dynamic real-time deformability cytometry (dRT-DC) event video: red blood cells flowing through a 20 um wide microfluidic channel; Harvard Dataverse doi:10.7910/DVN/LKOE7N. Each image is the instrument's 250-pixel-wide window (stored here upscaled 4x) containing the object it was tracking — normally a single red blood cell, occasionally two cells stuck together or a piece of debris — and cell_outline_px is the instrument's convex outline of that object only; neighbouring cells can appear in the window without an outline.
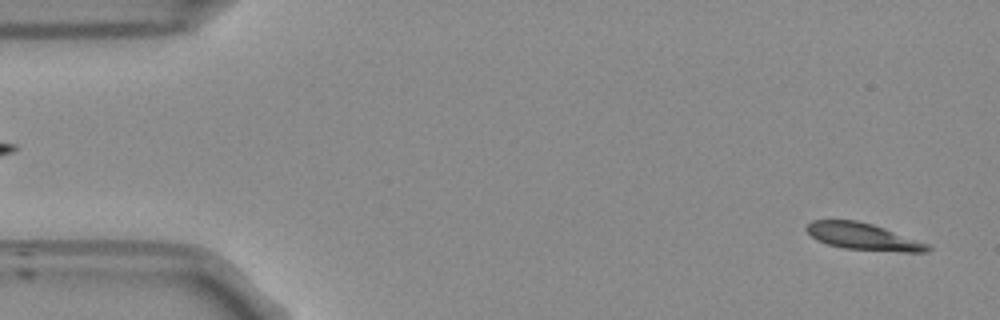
{"species": "Egyptian fruit bat (a non-hibernating species)", "species_latin": "Rousettus aegyptiacus", "temperature_condition": "room temperature", "stored_images_in_passage": 52, "camera_frame_rate_fps": 3000, "um_per_image_px": 0.085, "frame": {"image": 1, "passage_image": 1, "time_ms": 0.0, "image_size_px": [1000, 320], "cell_outline_px": [[932, 248], [928, 252], [900, 252], [844, 248], [828, 244], [816, 240], [804, 228], [812, 220], [856, 220], [872, 224], [884, 228], [928, 244]], "centroid_in_image_um": [73.35, 20.11], "position_along_channel_um": 11.6, "area_um2": 18.79}}
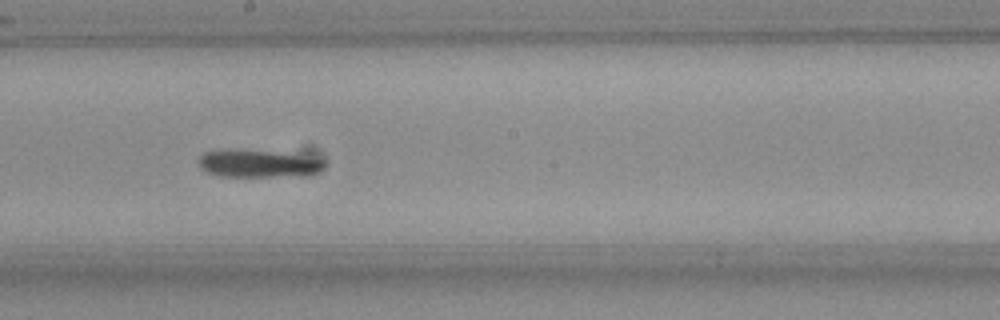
{"frame": {"image": 2, "passage_image": 27, "time_ms": 8.667, "image_size_px": [1000, 320], "cell_outline_px": [[324, 168], [316, 172], [272, 176], [216, 176], [204, 172], [200, 168], [196, 160], [204, 152], [268, 152], [324, 160]], "centroid_in_image_um": [21.8, 13.95], "position_along_channel_um": 226.4, "area_um2": 18.67}}
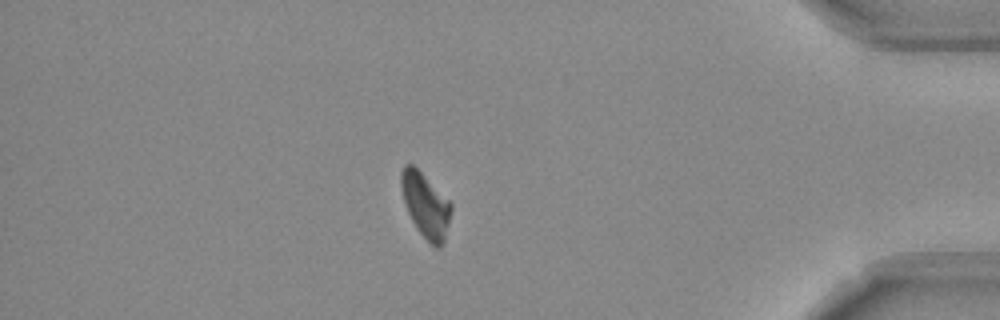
{"frame": {"image": 3, "passage_image": 44, "time_ms": 14.333, "image_size_px": [1000, 320], "cell_outline_px": [[452, 208], [444, 240], [440, 248], [436, 248], [416, 228], [408, 212], [400, 188], [400, 172], [404, 164], [412, 164], [452, 204]], "centroid_in_image_um": [36.15, 17.43], "position_along_channel_um": 399.1, "area_um2": 18.32}, "authors_computed_cell_mechanics": {"area_um2": 19.4208, "velocity_mm_per_s": 3.7845, "shape_relaxation_time_tau1_ms": 8.1779, "shape_relaxation_time_tau2_ms": 3.3695, "deformation_change_tau1": 0.247, "deformation_change_tau2": 0.0664}}